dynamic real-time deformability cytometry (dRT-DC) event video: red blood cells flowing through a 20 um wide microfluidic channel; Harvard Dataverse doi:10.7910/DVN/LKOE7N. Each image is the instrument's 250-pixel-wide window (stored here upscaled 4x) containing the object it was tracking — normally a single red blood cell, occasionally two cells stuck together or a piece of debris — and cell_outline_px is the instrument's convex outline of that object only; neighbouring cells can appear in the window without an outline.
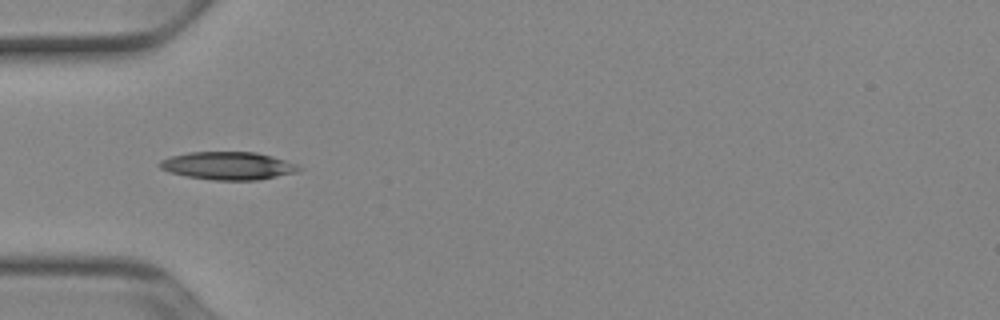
{"species": "Egyptian fruit bat (a non-hibernating species)", "species_latin": "Rousettus aegyptiacus", "temperature_condition": "cold", "stored_images_in_passage": 36, "camera_frame_rate_fps": 3000, "um_per_image_px": 0.085, "animal": {"sex": "female"}, "frame": {"image": 1, "passage_image": 1, "time_ms": 0.0, "image_size_px": [1000, 320], "cell_outline_px": [[304, 168], [296, 172], [256, 180], [212, 180], [188, 176], [168, 172], [160, 168], [156, 164], [160, 160], [172, 156], [188, 152], [256, 152], [272, 156], [296, 164]], "centroid_in_image_um": [19.35, 14.08], "position_along_channel_um": 65.6, "area_um2": 22.54}}
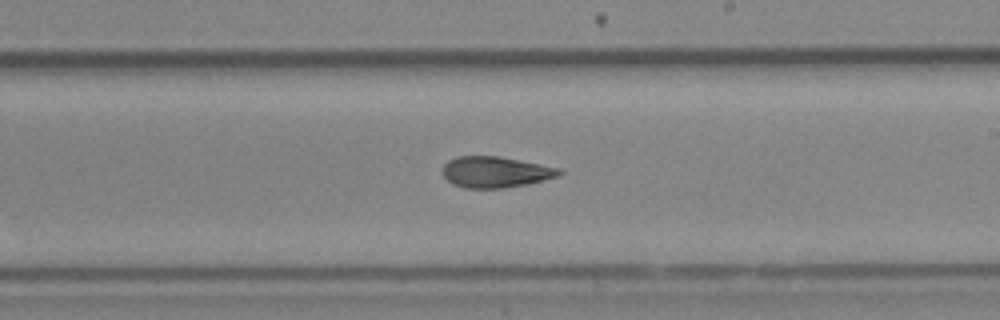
{"frame": {"image": 2, "passage_image": 15, "time_ms": 4.667, "image_size_px": [1000, 320], "cell_outline_px": [[564, 172], [560, 176], [528, 184], [504, 188], [464, 188], [452, 184], [440, 172], [444, 164], [448, 160], [456, 156], [500, 156], [560, 168]], "centroid_in_image_um": [42.1, 14.62], "position_along_channel_um": 246.9, "area_um2": 21.39}}
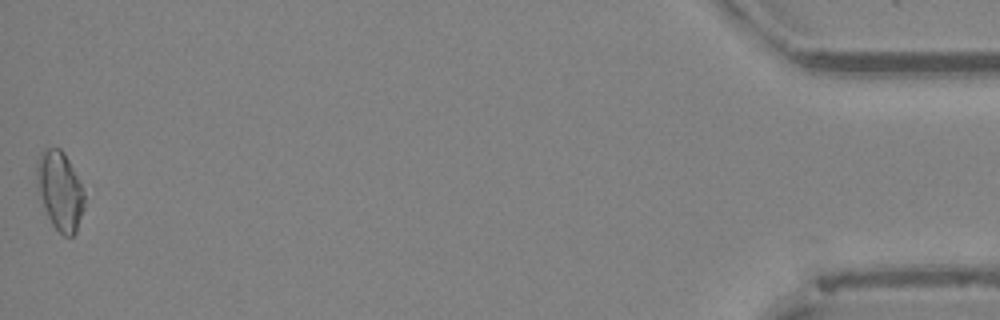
{"frame": {"image": 3, "passage_image": 36, "time_ms": 11.667, "image_size_px": [1000, 320], "cell_outline_px": [[84, 208], [76, 232], [72, 236], [64, 236], [52, 224], [44, 208], [36, 188], [36, 160], [40, 152], [44, 148], [60, 148], [64, 152], [84, 192]], "centroid_in_image_um": [5.06, 16.19], "position_along_channel_um": 430.1, "area_um2": 21.85}, "authors_computed_cell_mechanics": {"area_um2": 21.1548, "velocity_mm_per_s": 3.9201, "shape_relaxation_time_tau1_ms": 2.9974, "shape_relaxation_time_tau2_ms": 6.1922, "deformation_change_tau1": 0.1289, "deformation_change_tau2": 0.1453}}